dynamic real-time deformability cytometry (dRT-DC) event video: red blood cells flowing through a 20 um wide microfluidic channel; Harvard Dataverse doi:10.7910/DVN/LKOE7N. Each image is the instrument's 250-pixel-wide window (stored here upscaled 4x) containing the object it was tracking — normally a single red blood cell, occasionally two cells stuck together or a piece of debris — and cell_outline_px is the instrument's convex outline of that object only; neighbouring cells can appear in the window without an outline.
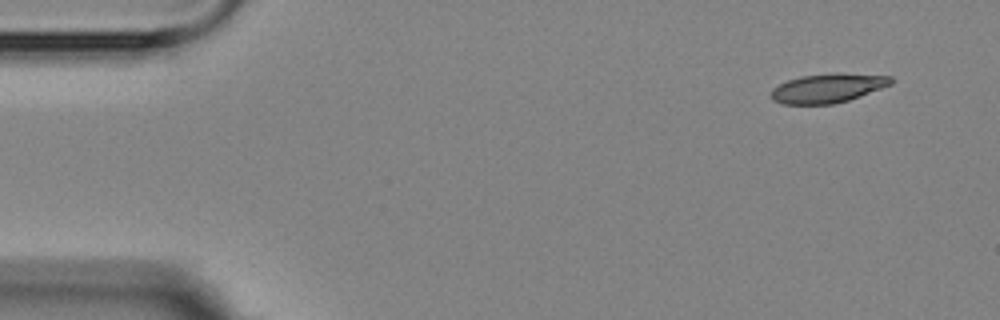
{"species": "Egyptian fruit bat (a non-hibernating species)", "species_latin": "Rousettus aegyptiacus", "temperature_condition": "room temperature", "stored_images_in_passage": 8, "camera_frame_rate_fps": 3000, "um_per_image_px": 0.085, "animal": {"sex": "female"}, "frame": {"image": 1, "passage_image": 1, "time_ms": 0.0, "image_size_px": [1000, 320], "cell_outline_px": [[896, 80], [892, 84], [860, 96], [848, 100], [832, 104], [780, 104], [772, 100], [772, 88], [788, 80], [800, 76], [836, 72], [840, 72], [892, 76]], "centroid_in_image_um": [70.4, 7.47], "position_along_channel_um": 14.6, "area_um2": 20.58}}
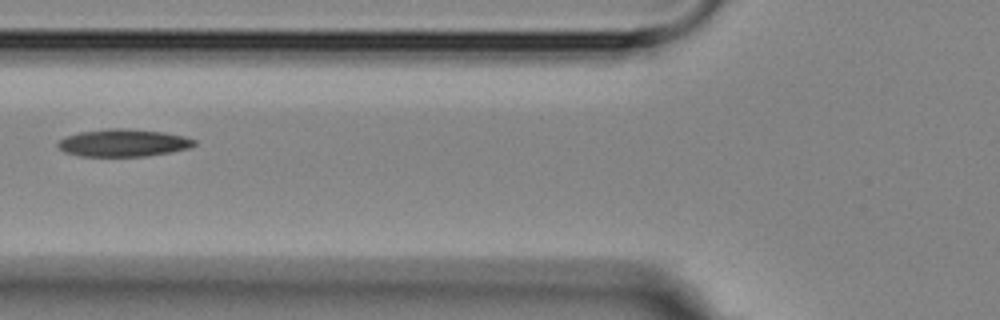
{"frame": {"image": 2, "passage_image": 6, "time_ms": 5.667, "image_size_px": [1000, 320], "cell_outline_px": [[196, 144], [188, 148], [172, 152], [144, 156], [80, 156], [64, 152], [56, 144], [64, 136], [80, 132], [108, 128], [124, 128], [164, 132], [184, 136], [196, 140]], "centroid_in_image_um": [10.47, 12.14], "position_along_channel_um": 115.3, "area_um2": 21.85}}
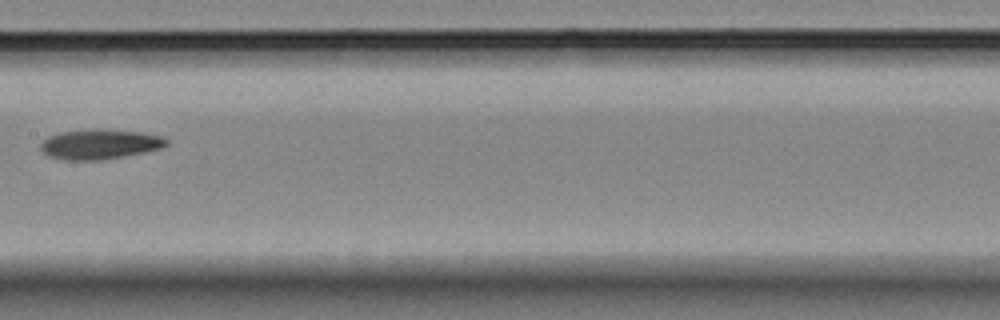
{"frame": {"image": 3, "passage_image": 8, "time_ms": 8.0, "image_size_px": [1000, 320], "cell_outline_px": [[168, 144], [160, 148], [144, 152], [104, 160], [64, 160], [48, 156], [40, 148], [40, 144], [48, 136], [60, 132], [96, 128], [100, 128], [144, 132], [164, 136], [168, 140]], "centroid_in_image_um": [8.5, 12.24], "position_along_channel_um": 198.9, "area_um2": 22.25}}